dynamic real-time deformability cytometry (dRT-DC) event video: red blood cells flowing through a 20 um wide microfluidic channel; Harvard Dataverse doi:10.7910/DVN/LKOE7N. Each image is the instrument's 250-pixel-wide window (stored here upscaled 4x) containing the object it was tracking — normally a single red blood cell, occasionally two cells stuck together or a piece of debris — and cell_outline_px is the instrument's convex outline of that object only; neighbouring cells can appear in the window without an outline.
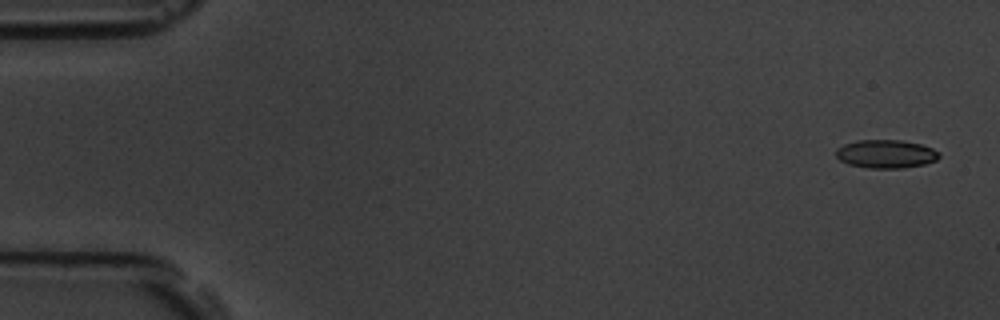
{"species": "common noctule bat (a hibernating species)", "species_latin": "Nyctalus noctula", "temperature_condition": "room temperature", "stored_images_in_passage": 9, "camera_frame_rate_fps": 3000, "um_per_image_px": 0.085, "animal": {"sex": "male", "body_mass_g": 19.5, "forearm_length_mm": 54.6}, "frame": {"image": 1, "passage_image": 1, "time_ms": 0.0, "image_size_px": [1000, 320], "cell_outline_px": [[940, 156], [936, 160], [924, 164], [904, 168], [868, 168], [848, 164], [840, 160], [836, 156], [836, 148], [844, 144], [856, 140], [900, 140], [920, 144], [932, 148], [940, 152]], "centroid_in_image_um": [75.3, 13.08], "position_along_channel_um": 9.7, "area_um2": 17.11}}
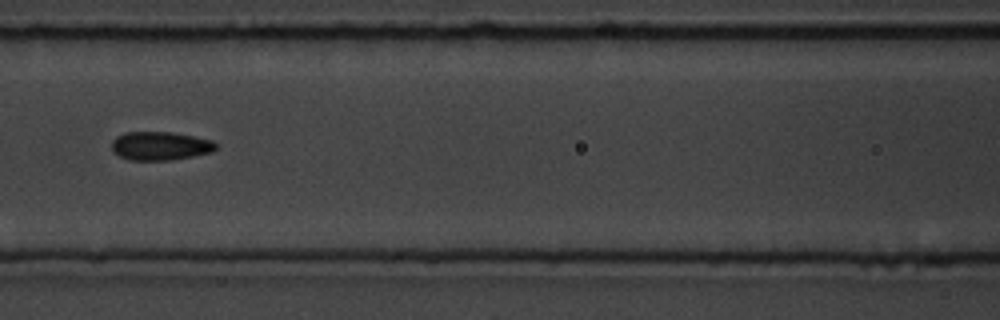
{"frame": {"image": 2, "passage_image": 7, "time_ms": 7.667, "image_size_px": [1000, 320], "cell_outline_px": [[216, 148], [212, 152], [172, 160], [128, 160], [112, 152], [112, 140], [116, 136], [124, 132], [172, 132], [212, 140], [216, 144]], "centroid_in_image_um": [13.58, 12.4], "position_along_channel_um": 153.0, "area_um2": 17.4}}
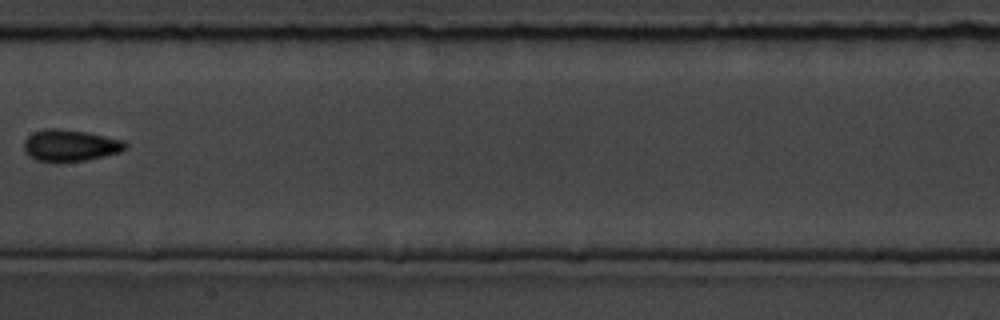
{"frame": {"image": 3, "passage_image": 8, "time_ms": 9.0, "image_size_px": [1000, 320], "cell_outline_px": [[128, 148], [120, 152], [88, 160], [56, 164], [36, 160], [24, 148], [24, 140], [32, 132], [44, 128], [56, 128], [88, 132], [124, 140], [128, 144]], "centroid_in_image_um": [5.99, 12.38], "position_along_channel_um": 201.4, "area_um2": 19.19}}